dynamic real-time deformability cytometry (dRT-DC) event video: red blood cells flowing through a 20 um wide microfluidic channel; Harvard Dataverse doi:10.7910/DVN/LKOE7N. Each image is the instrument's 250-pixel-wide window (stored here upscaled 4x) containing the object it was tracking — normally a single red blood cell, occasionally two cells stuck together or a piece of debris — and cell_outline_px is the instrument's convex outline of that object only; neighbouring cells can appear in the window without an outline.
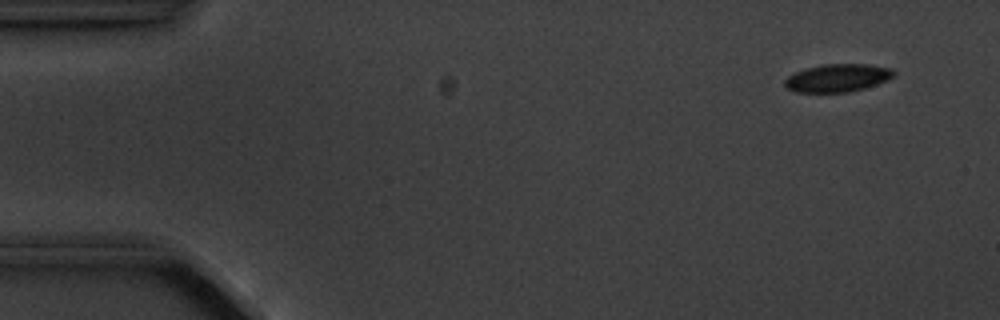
{"species": "common noctule bat (a hibernating species)", "species_latin": "Nyctalus noctula", "temperature_condition": "cold", "stored_images_in_passage": 4, "camera_frame_rate_fps": 3000, "um_per_image_px": 0.085, "animal": {"sex": "male", "body_mass_g": 20.1, "forearm_length_mm": 53.5}, "frame": {"image": 1, "passage_image": 1, "time_ms": 0.0, "image_size_px": [1000, 320], "cell_outline_px": [[896, 76], [888, 80], [864, 88], [848, 92], [796, 92], [788, 88], [784, 84], [784, 80], [788, 76], [804, 68], [824, 64], [868, 64], [892, 68], [896, 72]], "centroid_in_image_um": [71.23, 6.61], "position_along_channel_um": 13.8, "area_um2": 17.8}}